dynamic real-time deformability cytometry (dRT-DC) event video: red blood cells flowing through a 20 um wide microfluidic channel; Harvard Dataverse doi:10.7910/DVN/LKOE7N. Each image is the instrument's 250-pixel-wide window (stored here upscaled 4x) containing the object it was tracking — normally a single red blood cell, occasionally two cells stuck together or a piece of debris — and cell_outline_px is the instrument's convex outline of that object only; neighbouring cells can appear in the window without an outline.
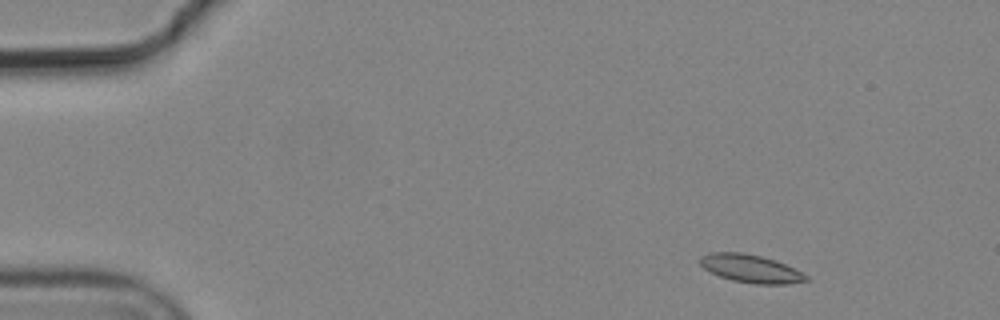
{"species": "common noctule bat (a hibernating species)", "species_latin": "Nyctalus noctula", "temperature_condition": "cold", "stored_images_in_passage": 4, "camera_frame_rate_fps": 3000, "um_per_image_px": 0.085, "animal": {"sex": "male", "body_mass_g": 19.2, "forearm_length_mm": 51.8}, "frame": {"image": 1, "passage_image": 1, "time_ms": 0.0, "image_size_px": [1000, 320], "cell_outline_px": [[812, 280], [788, 284], [756, 284], [732, 280], [720, 276], [704, 268], [700, 264], [700, 256], [708, 252], [744, 252], [760, 256], [784, 264], [808, 276]], "centroid_in_image_um": [63.8, 22.83], "position_along_channel_um": 21.2, "area_um2": 17.17}}
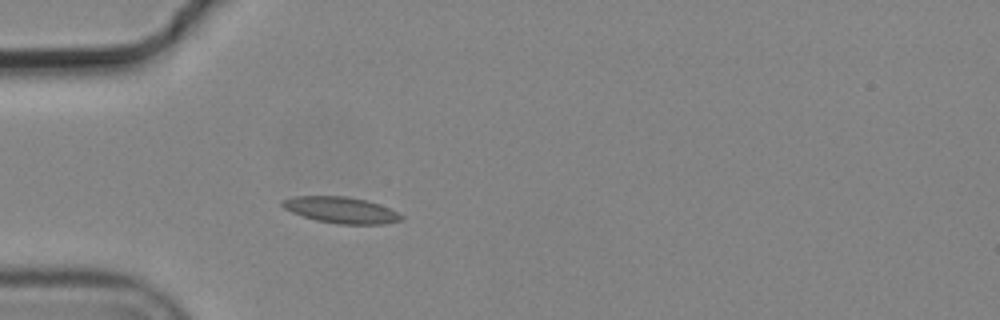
{"frame": {"image": 2, "passage_image": 4, "time_ms": 1.0, "image_size_px": [1000, 320], "cell_outline_px": [[404, 220], [384, 224], [336, 224], [316, 220], [292, 212], [284, 208], [280, 204], [280, 200], [296, 196], [344, 196], [368, 200], [388, 208], [404, 216]], "centroid_in_image_um": [28.99, 17.85], "position_along_channel_um": 56.0, "area_um2": 18.21}}